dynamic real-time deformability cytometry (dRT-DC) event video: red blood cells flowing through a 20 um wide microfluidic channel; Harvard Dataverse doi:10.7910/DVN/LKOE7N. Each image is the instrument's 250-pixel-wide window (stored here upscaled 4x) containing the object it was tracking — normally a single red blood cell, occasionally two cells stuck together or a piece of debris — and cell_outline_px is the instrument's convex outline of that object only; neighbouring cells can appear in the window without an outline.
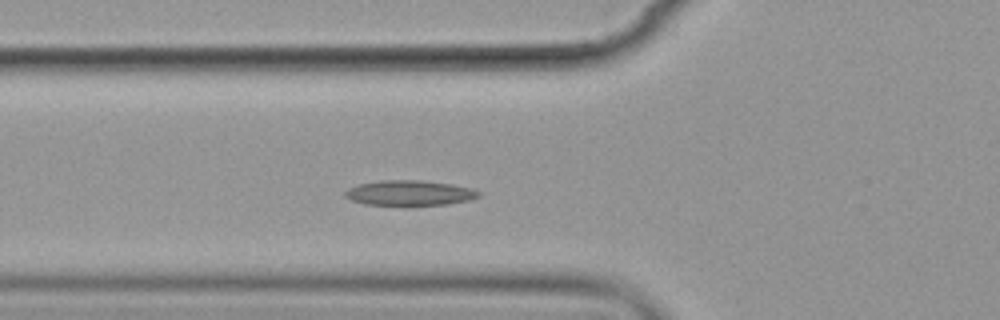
{"species": "common noctule bat (a hibernating species)", "species_latin": "Nyctalus noctula", "temperature_condition": "cold", "stored_images_in_passage": 3, "camera_frame_rate_fps": 3000, "um_per_image_px": 0.085, "animal": {"sex": "female", "body_mass_g": 19.9}, "frame": {"image": 1, "passage_image": 3, "time_ms": 2.0, "image_size_px": [1000, 320], "cell_outline_px": [[480, 196], [468, 200], [448, 204], [364, 204], [352, 200], [344, 196], [344, 192], [348, 188], [360, 184], [380, 180], [420, 180], [452, 184], [472, 188], [480, 192]], "centroid_in_image_um": [34.81, 16.38], "position_along_channel_um": 91.0, "area_um2": 19.25}}